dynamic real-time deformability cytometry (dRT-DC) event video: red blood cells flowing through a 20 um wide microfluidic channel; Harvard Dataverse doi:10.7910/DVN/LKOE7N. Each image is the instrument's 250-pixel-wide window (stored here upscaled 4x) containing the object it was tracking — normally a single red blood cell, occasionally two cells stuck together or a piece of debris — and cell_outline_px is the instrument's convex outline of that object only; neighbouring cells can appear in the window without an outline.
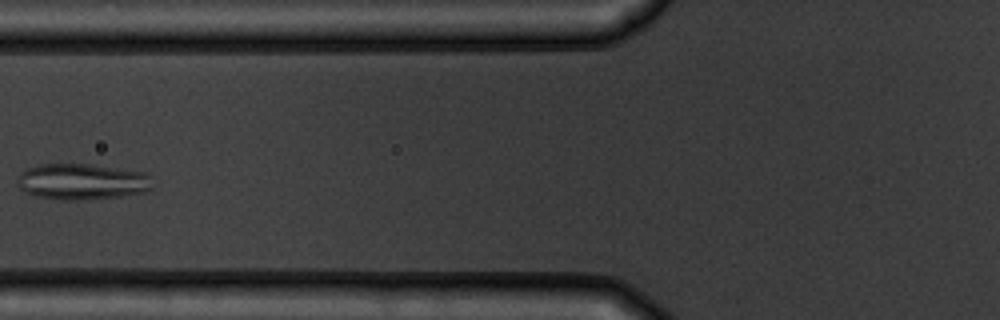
{"species": "common noctule bat (a hibernating species)", "species_latin": "Nyctalus noctula", "temperature_condition": "warm", "stored_images_in_passage": 6, "camera_frame_rate_fps": 3000, "um_per_image_px": 0.085, "animal": {"sex": "male", "body_mass_g": 19.5, "forearm_length_mm": 54.6}, "frame": {"image": 1, "passage_image": 5, "time_ms": 4.667, "image_size_px": [1000, 320], "cell_outline_px": [[152, 188], [148, 192], [120, 196], [84, 200], [60, 200], [36, 196], [24, 192], [20, 188], [16, 180], [16, 176], [20, 172], [28, 168], [40, 164], [92, 164], [144, 172], [148, 176]], "centroid_in_image_um": [6.93, 15.44], "position_along_channel_um": 118.9, "area_um2": 28.61}}